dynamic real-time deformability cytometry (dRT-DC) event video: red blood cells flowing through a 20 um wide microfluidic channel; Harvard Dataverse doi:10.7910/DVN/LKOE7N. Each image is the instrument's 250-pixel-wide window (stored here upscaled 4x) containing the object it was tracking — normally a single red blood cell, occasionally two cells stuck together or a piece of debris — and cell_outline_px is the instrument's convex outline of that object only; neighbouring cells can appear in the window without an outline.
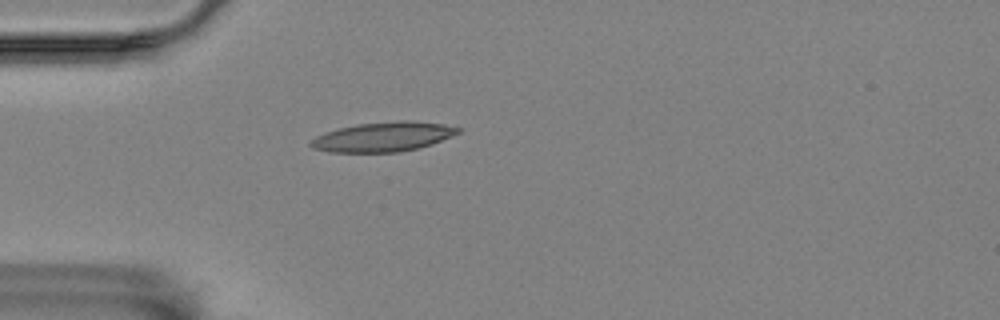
{"species": "Egyptian fruit bat (a non-hibernating species)", "species_latin": "Rousettus aegyptiacus", "temperature_condition": "room temperature", "stored_images_in_passage": 2, "camera_frame_rate_fps": 3000, "um_per_image_px": 0.085, "animal": {"sex": "female"}, "frame": {"image": 1, "passage_image": 2, "time_ms": 2.0, "image_size_px": [1000, 320], "cell_outline_px": [[460, 132], [452, 136], [432, 144], [420, 148], [400, 152], [328, 152], [312, 148], [308, 144], [316, 136], [340, 128], [356, 124], [400, 120], [408, 120], [444, 124], [460, 128]], "centroid_in_image_um": [32.59, 11.63], "position_along_channel_um": 52.4, "area_um2": 25.37}}